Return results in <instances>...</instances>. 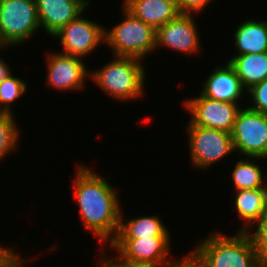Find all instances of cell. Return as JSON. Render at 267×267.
Wrapping results in <instances>:
<instances>
[{"instance_id": "cell-1", "label": "cell", "mask_w": 267, "mask_h": 267, "mask_svg": "<svg viewBox=\"0 0 267 267\" xmlns=\"http://www.w3.org/2000/svg\"><path fill=\"white\" fill-rule=\"evenodd\" d=\"M76 168V177L72 180L73 196L79 206L83 228L109 245L116 238L120 225L122 208L119 206L118 193L108 180L92 168L86 165Z\"/></svg>"}, {"instance_id": "cell-2", "label": "cell", "mask_w": 267, "mask_h": 267, "mask_svg": "<svg viewBox=\"0 0 267 267\" xmlns=\"http://www.w3.org/2000/svg\"><path fill=\"white\" fill-rule=\"evenodd\" d=\"M186 259L193 267H267V261L245 231L232 237L213 232L198 241Z\"/></svg>"}, {"instance_id": "cell-3", "label": "cell", "mask_w": 267, "mask_h": 267, "mask_svg": "<svg viewBox=\"0 0 267 267\" xmlns=\"http://www.w3.org/2000/svg\"><path fill=\"white\" fill-rule=\"evenodd\" d=\"M113 58L115 59L99 70L90 71L89 79L91 78L106 94L119 101L134 100L143 96L146 70L142 66V60L124 56Z\"/></svg>"}, {"instance_id": "cell-4", "label": "cell", "mask_w": 267, "mask_h": 267, "mask_svg": "<svg viewBox=\"0 0 267 267\" xmlns=\"http://www.w3.org/2000/svg\"><path fill=\"white\" fill-rule=\"evenodd\" d=\"M123 21L105 30V44L114 56L144 59L156 49V30L128 12L123 6Z\"/></svg>"}, {"instance_id": "cell-5", "label": "cell", "mask_w": 267, "mask_h": 267, "mask_svg": "<svg viewBox=\"0 0 267 267\" xmlns=\"http://www.w3.org/2000/svg\"><path fill=\"white\" fill-rule=\"evenodd\" d=\"M171 237H143L138 239H114L108 246L117 251L113 256L119 263L141 267H179L180 261L168 260Z\"/></svg>"}, {"instance_id": "cell-6", "label": "cell", "mask_w": 267, "mask_h": 267, "mask_svg": "<svg viewBox=\"0 0 267 267\" xmlns=\"http://www.w3.org/2000/svg\"><path fill=\"white\" fill-rule=\"evenodd\" d=\"M38 29L35 0H0V38L6 47L23 44Z\"/></svg>"}, {"instance_id": "cell-7", "label": "cell", "mask_w": 267, "mask_h": 267, "mask_svg": "<svg viewBox=\"0 0 267 267\" xmlns=\"http://www.w3.org/2000/svg\"><path fill=\"white\" fill-rule=\"evenodd\" d=\"M234 151L250 159H267V115L241 108L231 133Z\"/></svg>"}, {"instance_id": "cell-8", "label": "cell", "mask_w": 267, "mask_h": 267, "mask_svg": "<svg viewBox=\"0 0 267 267\" xmlns=\"http://www.w3.org/2000/svg\"><path fill=\"white\" fill-rule=\"evenodd\" d=\"M191 166L207 169L234 152L231 133L202 126L187 128Z\"/></svg>"}, {"instance_id": "cell-9", "label": "cell", "mask_w": 267, "mask_h": 267, "mask_svg": "<svg viewBox=\"0 0 267 267\" xmlns=\"http://www.w3.org/2000/svg\"><path fill=\"white\" fill-rule=\"evenodd\" d=\"M53 37L59 38V44L63 46V51L59 53L84 58L93 53L99 44L105 43V29L81 14L63 26Z\"/></svg>"}, {"instance_id": "cell-10", "label": "cell", "mask_w": 267, "mask_h": 267, "mask_svg": "<svg viewBox=\"0 0 267 267\" xmlns=\"http://www.w3.org/2000/svg\"><path fill=\"white\" fill-rule=\"evenodd\" d=\"M183 103L192 116L188 126H202L228 133H232L237 114L241 110L239 104L212 100L201 94Z\"/></svg>"}, {"instance_id": "cell-11", "label": "cell", "mask_w": 267, "mask_h": 267, "mask_svg": "<svg viewBox=\"0 0 267 267\" xmlns=\"http://www.w3.org/2000/svg\"><path fill=\"white\" fill-rule=\"evenodd\" d=\"M90 75L82 58L62 53L47 54L46 82L59 91L82 90Z\"/></svg>"}, {"instance_id": "cell-12", "label": "cell", "mask_w": 267, "mask_h": 267, "mask_svg": "<svg viewBox=\"0 0 267 267\" xmlns=\"http://www.w3.org/2000/svg\"><path fill=\"white\" fill-rule=\"evenodd\" d=\"M192 14H179L156 30V49L160 46L186 54L199 52L200 40Z\"/></svg>"}, {"instance_id": "cell-13", "label": "cell", "mask_w": 267, "mask_h": 267, "mask_svg": "<svg viewBox=\"0 0 267 267\" xmlns=\"http://www.w3.org/2000/svg\"><path fill=\"white\" fill-rule=\"evenodd\" d=\"M89 0H35L40 27L53 36L63 26L77 19Z\"/></svg>"}, {"instance_id": "cell-14", "label": "cell", "mask_w": 267, "mask_h": 267, "mask_svg": "<svg viewBox=\"0 0 267 267\" xmlns=\"http://www.w3.org/2000/svg\"><path fill=\"white\" fill-rule=\"evenodd\" d=\"M225 65L213 69L200 94L212 100L239 104L237 101L242 98L245 88L234 67L229 62Z\"/></svg>"}, {"instance_id": "cell-15", "label": "cell", "mask_w": 267, "mask_h": 267, "mask_svg": "<svg viewBox=\"0 0 267 267\" xmlns=\"http://www.w3.org/2000/svg\"><path fill=\"white\" fill-rule=\"evenodd\" d=\"M122 3L128 12L155 30L180 14L176 0H123Z\"/></svg>"}, {"instance_id": "cell-16", "label": "cell", "mask_w": 267, "mask_h": 267, "mask_svg": "<svg viewBox=\"0 0 267 267\" xmlns=\"http://www.w3.org/2000/svg\"><path fill=\"white\" fill-rule=\"evenodd\" d=\"M234 208L240 219L247 222L238 231H252L250 228L255 225L267 207V188L234 190Z\"/></svg>"}, {"instance_id": "cell-17", "label": "cell", "mask_w": 267, "mask_h": 267, "mask_svg": "<svg viewBox=\"0 0 267 267\" xmlns=\"http://www.w3.org/2000/svg\"><path fill=\"white\" fill-rule=\"evenodd\" d=\"M237 55L267 52V20H246L238 25L234 34Z\"/></svg>"}, {"instance_id": "cell-18", "label": "cell", "mask_w": 267, "mask_h": 267, "mask_svg": "<svg viewBox=\"0 0 267 267\" xmlns=\"http://www.w3.org/2000/svg\"><path fill=\"white\" fill-rule=\"evenodd\" d=\"M235 69L245 91L267 79V52L233 55L228 61Z\"/></svg>"}, {"instance_id": "cell-19", "label": "cell", "mask_w": 267, "mask_h": 267, "mask_svg": "<svg viewBox=\"0 0 267 267\" xmlns=\"http://www.w3.org/2000/svg\"><path fill=\"white\" fill-rule=\"evenodd\" d=\"M120 213V225L115 239H138L143 237H169L168 228L157 216H140L128 220ZM126 221V222H125Z\"/></svg>"}, {"instance_id": "cell-20", "label": "cell", "mask_w": 267, "mask_h": 267, "mask_svg": "<svg viewBox=\"0 0 267 267\" xmlns=\"http://www.w3.org/2000/svg\"><path fill=\"white\" fill-rule=\"evenodd\" d=\"M250 157L236 162L234 170L231 173L232 182L235 190L267 188L264 173L255 161H250Z\"/></svg>"}, {"instance_id": "cell-21", "label": "cell", "mask_w": 267, "mask_h": 267, "mask_svg": "<svg viewBox=\"0 0 267 267\" xmlns=\"http://www.w3.org/2000/svg\"><path fill=\"white\" fill-rule=\"evenodd\" d=\"M27 83L19 77L9 74L0 83V113L13 114L12 104L27 91Z\"/></svg>"}, {"instance_id": "cell-22", "label": "cell", "mask_w": 267, "mask_h": 267, "mask_svg": "<svg viewBox=\"0 0 267 267\" xmlns=\"http://www.w3.org/2000/svg\"><path fill=\"white\" fill-rule=\"evenodd\" d=\"M14 114L0 113V160L15 151L19 144V130Z\"/></svg>"}, {"instance_id": "cell-23", "label": "cell", "mask_w": 267, "mask_h": 267, "mask_svg": "<svg viewBox=\"0 0 267 267\" xmlns=\"http://www.w3.org/2000/svg\"><path fill=\"white\" fill-rule=\"evenodd\" d=\"M256 230L248 231L253 244L256 246L261 256L267 261V207L259 220L256 222Z\"/></svg>"}, {"instance_id": "cell-24", "label": "cell", "mask_w": 267, "mask_h": 267, "mask_svg": "<svg viewBox=\"0 0 267 267\" xmlns=\"http://www.w3.org/2000/svg\"><path fill=\"white\" fill-rule=\"evenodd\" d=\"M250 94L252 106L248 107L250 110L267 115V79L252 86L247 90Z\"/></svg>"}, {"instance_id": "cell-25", "label": "cell", "mask_w": 267, "mask_h": 267, "mask_svg": "<svg viewBox=\"0 0 267 267\" xmlns=\"http://www.w3.org/2000/svg\"><path fill=\"white\" fill-rule=\"evenodd\" d=\"M11 247L0 246V267H25V259L12 251Z\"/></svg>"}, {"instance_id": "cell-26", "label": "cell", "mask_w": 267, "mask_h": 267, "mask_svg": "<svg viewBox=\"0 0 267 267\" xmlns=\"http://www.w3.org/2000/svg\"><path fill=\"white\" fill-rule=\"evenodd\" d=\"M211 0H176L181 14H198Z\"/></svg>"}, {"instance_id": "cell-27", "label": "cell", "mask_w": 267, "mask_h": 267, "mask_svg": "<svg viewBox=\"0 0 267 267\" xmlns=\"http://www.w3.org/2000/svg\"><path fill=\"white\" fill-rule=\"evenodd\" d=\"M104 255L105 256L101 257L102 259L100 261V264L97 265L96 267H141V266H129L121 264L115 258L109 259V257L106 256V254Z\"/></svg>"}, {"instance_id": "cell-28", "label": "cell", "mask_w": 267, "mask_h": 267, "mask_svg": "<svg viewBox=\"0 0 267 267\" xmlns=\"http://www.w3.org/2000/svg\"><path fill=\"white\" fill-rule=\"evenodd\" d=\"M12 71L9 66L4 62L2 57L0 58V83L9 75Z\"/></svg>"}, {"instance_id": "cell-29", "label": "cell", "mask_w": 267, "mask_h": 267, "mask_svg": "<svg viewBox=\"0 0 267 267\" xmlns=\"http://www.w3.org/2000/svg\"><path fill=\"white\" fill-rule=\"evenodd\" d=\"M179 267H193L189 261L186 259Z\"/></svg>"}, {"instance_id": "cell-30", "label": "cell", "mask_w": 267, "mask_h": 267, "mask_svg": "<svg viewBox=\"0 0 267 267\" xmlns=\"http://www.w3.org/2000/svg\"><path fill=\"white\" fill-rule=\"evenodd\" d=\"M3 49H7V48H6L5 44L3 43V41L0 38V50L3 51Z\"/></svg>"}]
</instances>
